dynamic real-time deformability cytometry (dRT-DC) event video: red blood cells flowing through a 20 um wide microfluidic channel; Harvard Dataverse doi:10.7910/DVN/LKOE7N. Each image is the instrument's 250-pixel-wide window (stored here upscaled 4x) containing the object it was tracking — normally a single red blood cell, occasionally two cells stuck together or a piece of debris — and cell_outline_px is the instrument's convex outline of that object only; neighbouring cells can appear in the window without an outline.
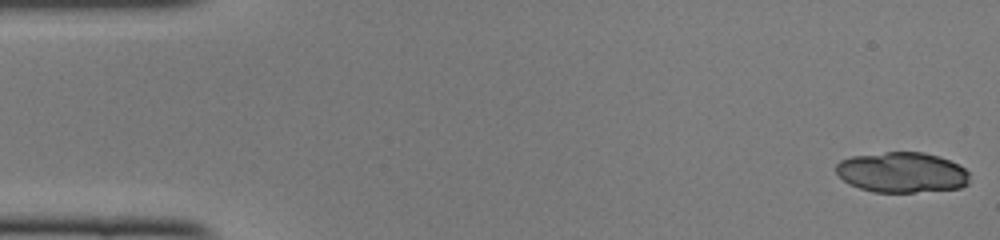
{"species": "common noctule bat (a hibernating species)", "species_latin": "Nyctalus noctula", "temperature_condition": "cold", "stored_images_in_passage": 23, "camera_frame_rate_fps": 3000, "um_per_image_px": 0.085, "animal": {"sex": "female", "body_mass_g": 22.0, "forearm_length_mm": 56.7}, "frame": {"image": 1, "passage_image": 1, "time_ms": 0.0, "image_size_px": [1000, 240], "cell_outline_px": [[968, 184], [960, 188], [912, 192], [872, 192], [848, 184], [836, 172], [836, 164], [840, 160], [852, 156], [884, 152], [924, 152], [940, 156], [964, 168], [968, 172]], "centroid_in_image_um": [76.64, 14.65], "position_along_channel_um": 8.4, "area_um2": 31.44}}